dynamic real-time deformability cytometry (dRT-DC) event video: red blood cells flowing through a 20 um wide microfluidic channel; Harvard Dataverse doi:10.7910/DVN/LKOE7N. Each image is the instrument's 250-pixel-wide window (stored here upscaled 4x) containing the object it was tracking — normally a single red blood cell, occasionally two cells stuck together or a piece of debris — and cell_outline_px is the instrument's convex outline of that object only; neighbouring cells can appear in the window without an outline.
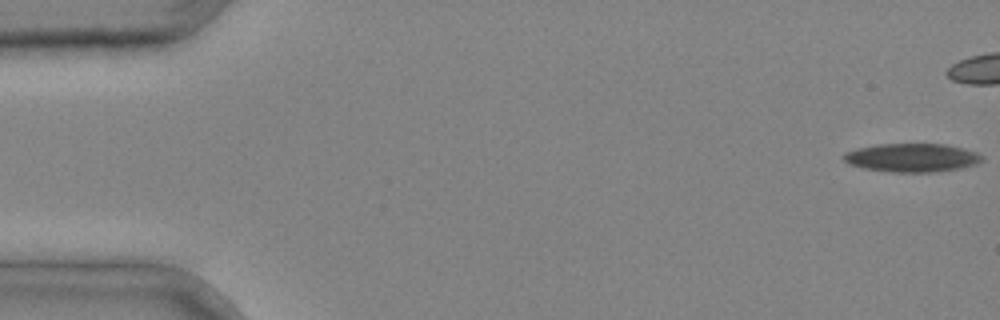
{"species": "common noctule bat (a hibernating species)", "species_latin": "Nyctalus noctula", "temperature_condition": "cold", "stored_images_in_passage": 4, "camera_frame_rate_fps": 3000, "um_per_image_px": 0.085, "animal": {"sex": "male", "body_mass_g": 20.4}, "frame": {"image": 1, "passage_image": 1, "time_ms": 0.0, "image_size_px": [1000, 320], "cell_outline_px": [[984, 160], [976, 164], [960, 168], [932, 172], [892, 172], [864, 168], [848, 164], [840, 156], [844, 152], [856, 148], [876, 144], [944, 144], [964, 148], [976, 152], [984, 156]], "centroid_in_image_um": [77.49, 13.4], "position_along_channel_um": 7.5, "area_um2": 23.18}}